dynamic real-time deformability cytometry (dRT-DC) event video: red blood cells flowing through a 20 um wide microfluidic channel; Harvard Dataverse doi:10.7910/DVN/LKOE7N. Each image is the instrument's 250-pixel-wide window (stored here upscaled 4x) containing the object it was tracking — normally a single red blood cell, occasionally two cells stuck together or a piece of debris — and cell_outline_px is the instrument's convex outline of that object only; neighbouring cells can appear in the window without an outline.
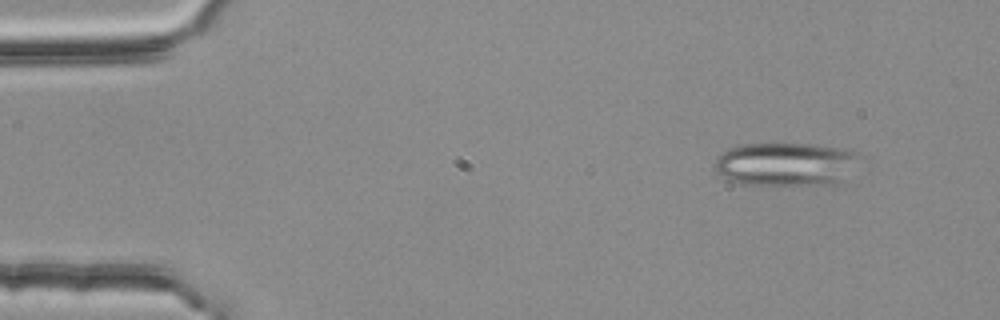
{"species": "common noctule bat (a hibernating species)", "species_latin": "Nyctalus noctula", "temperature_condition": "room temperature", "stored_images_in_passage": 3, "camera_frame_rate_fps": 3000, "um_per_image_px": 0.085, "animal": {"sex": "female", "body_mass_g": 25.1}, "frame": {"image": 1, "passage_image": 1, "time_ms": 0.0, "image_size_px": [1000, 320], "cell_outline_px": [[864, 156], [836, 184], [744, 184], [728, 180], [716, 172], [716, 160], [724, 152], [732, 148], [744, 144], [812, 144], [852, 148], [860, 152]], "centroid_in_image_um": [66.88, 13.93], "position_along_channel_um": 18.1, "area_um2": 36.59}}